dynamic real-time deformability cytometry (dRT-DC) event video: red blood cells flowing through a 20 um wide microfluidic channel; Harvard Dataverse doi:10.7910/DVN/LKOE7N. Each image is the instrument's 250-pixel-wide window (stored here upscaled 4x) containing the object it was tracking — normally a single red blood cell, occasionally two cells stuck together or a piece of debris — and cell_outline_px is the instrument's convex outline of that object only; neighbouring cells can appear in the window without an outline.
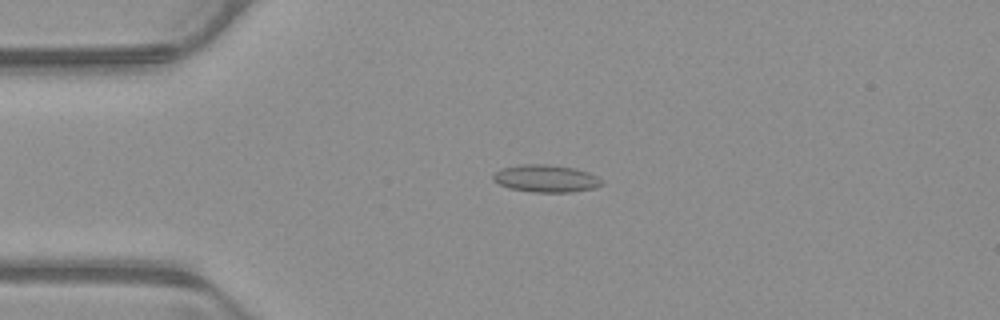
{"species": "common noctule bat (a hibernating species)", "species_latin": "Nyctalus noctula", "temperature_condition": "warm", "stored_images_in_passage": 47, "camera_frame_rate_fps": 3000, "um_per_image_px": 0.085, "animal": {"sex": "male", "body_mass_g": 23.1, "forearm_length_mm": 52.7}, "frame": {"image": 1, "passage_image": 7, "time_ms": 2.0, "image_size_px": [1000, 320], "cell_outline_px": [[604, 184], [596, 188], [572, 192], [532, 192], [508, 188], [492, 180], [492, 176], [500, 168], [520, 164], [548, 164], [572, 168], [588, 172], [604, 180]], "centroid_in_image_um": [46.41, 15.18], "position_along_channel_um": 38.6, "area_um2": 17.51}}
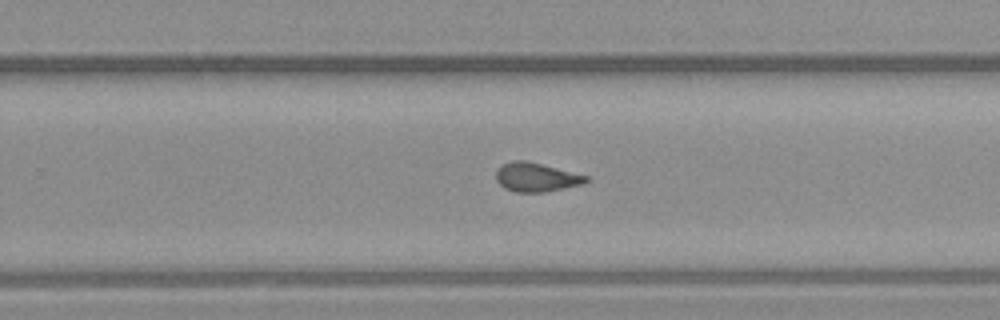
{"frame": {"image": 2, "passage_image": 28, "time_ms": 9.0, "image_size_px": [1000, 320], "cell_outline_px": [[588, 180], [584, 184], [544, 192], [516, 192], [504, 188], [496, 180], [496, 172], [504, 164], [512, 160], [524, 160], [588, 176]], "centroid_in_image_um": [45.57, 15.07], "position_along_channel_um": 284.2, "area_um2": 14.91}}
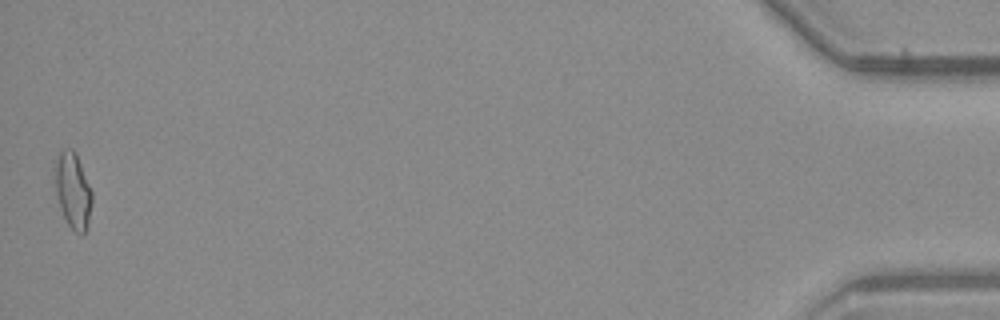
{"frame": {"image": 3, "passage_image": 47, "time_ms": 15.333, "image_size_px": [1000, 320], "cell_outline_px": [[92, 200], [88, 224], [84, 232], [80, 236], [68, 224], [60, 208], [56, 196], [52, 168], [60, 152], [64, 148], [72, 148], [76, 152], [92, 192]], "centroid_in_image_um": [6.16, 16.15], "position_along_channel_um": 429.0, "area_um2": 16.65}, "authors_computed_cell_mechanics": {"area_um2": 15.3748, "velocity_mm_per_s": 3.904, "shape_relaxation_time_tau1_ms": null, "shape_relaxation_time_tau2_ms": 1.663, "deformation_change_tau1": null, "deformation_change_tau2": 0.0792}}